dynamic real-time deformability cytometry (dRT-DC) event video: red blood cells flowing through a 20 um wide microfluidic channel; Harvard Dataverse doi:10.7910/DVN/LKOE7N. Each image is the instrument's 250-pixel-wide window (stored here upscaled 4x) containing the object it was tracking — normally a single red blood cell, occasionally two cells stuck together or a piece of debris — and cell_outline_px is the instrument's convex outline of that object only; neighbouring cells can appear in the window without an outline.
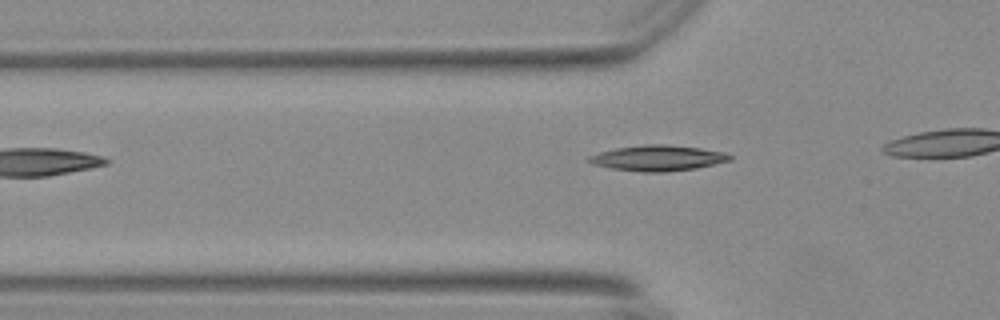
{"species": "Egyptian fruit bat (a non-hibernating species)", "species_latin": "Rousettus aegyptiacus", "temperature_condition": "warm", "stored_images_in_passage": 8, "camera_frame_rate_fps": 3000, "um_per_image_px": 0.085, "animal": {"sex": "female"}, "frame": {"image": 1, "passage_image": 2, "time_ms": 0.333, "image_size_px": [1000, 320], "cell_outline_px": [[732, 160], [696, 168], [664, 172], [644, 172], [612, 168], [592, 164], [584, 160], [588, 156], [600, 152], [616, 148], [644, 144], [668, 144], [700, 148], [724, 152], [732, 156]], "centroid_in_image_um": [55.9, 13.43], "position_along_channel_um": 69.9, "area_um2": 21.04}}
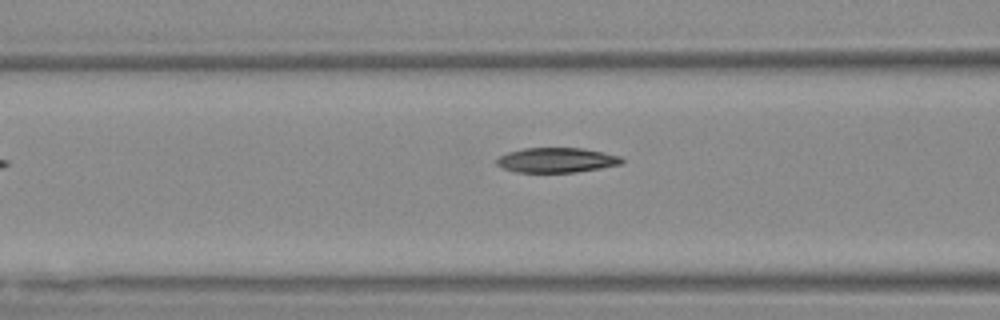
{"frame": {"image": 2, "passage_image": 6, "time_ms": 1.667, "image_size_px": [1000, 320], "cell_outline_px": [[624, 160], [620, 164], [600, 168], [576, 172], [516, 172], [504, 168], [496, 164], [496, 160], [500, 156], [508, 152], [524, 148], [584, 148], [620, 156]], "centroid_in_image_um": [47.3, 13.6], "position_along_channel_um": 119.3, "area_um2": 17.98}}